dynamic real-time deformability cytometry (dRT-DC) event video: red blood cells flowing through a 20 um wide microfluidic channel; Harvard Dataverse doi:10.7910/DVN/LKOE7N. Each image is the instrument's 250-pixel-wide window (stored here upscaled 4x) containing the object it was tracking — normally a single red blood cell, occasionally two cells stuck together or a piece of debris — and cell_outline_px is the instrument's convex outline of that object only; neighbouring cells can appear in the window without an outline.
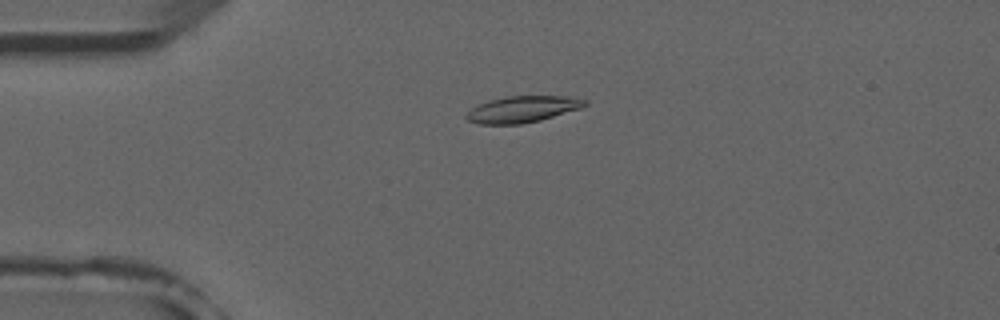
{"species": "common noctule bat (a hibernating species)", "species_latin": "Nyctalus noctula", "temperature_condition": "room temperature", "stored_images_in_passage": 9, "camera_frame_rate_fps": 3000, "um_per_image_px": 0.085, "animal": {"sex": "male", "forearm_length_mm": 52.5}, "frame": {"image": 1, "passage_image": 3, "time_ms": 2.333, "image_size_px": [1000, 320], "cell_outline_px": [[588, 104], [580, 108], [540, 120], [520, 124], [480, 124], [468, 120], [464, 116], [472, 108], [488, 100], [504, 96], [572, 96], [588, 100]], "centroid_in_image_um": [44.43, 9.27], "position_along_channel_um": 40.6, "area_um2": 18.21}}
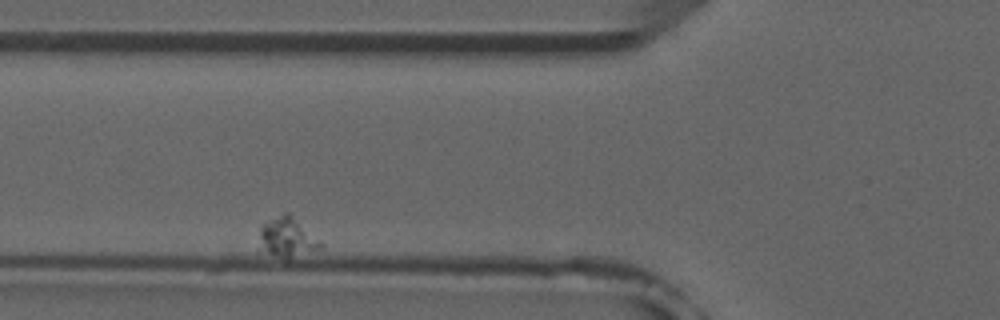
{"frame": {"image": 2, "passage_image": 6, "time_ms": 5.667, "image_size_px": [1000, 320], "cell_outline_px": [[324, 244], [320, 248], [284, 260], [268, 252], [264, 248], [260, 236], [260, 228], [264, 224], [284, 212], [288, 212], [320, 240]], "centroid_in_image_um": [24.47, 20.18], "position_along_channel_um": 101.3, "area_um2": 13.58}}
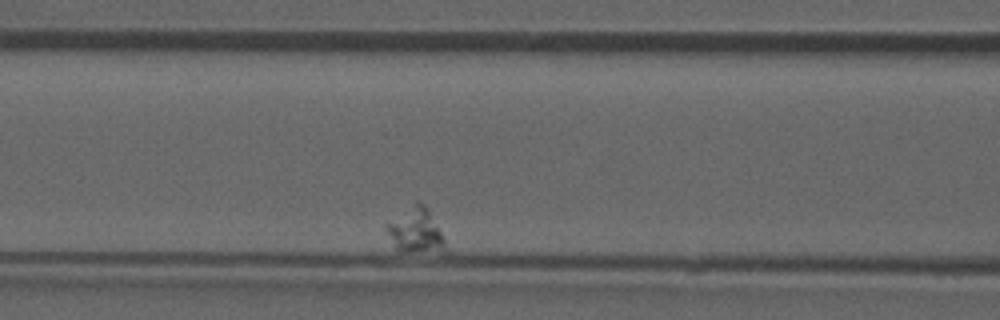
{"frame": {"image": 3, "passage_image": 7, "time_ms": 7.0, "image_size_px": [1000, 320], "cell_outline_px": [[448, 252], [404, 252], [396, 248], [384, 228], [384, 224], [416, 200], [420, 200], [428, 208], [444, 240]], "centroid_in_image_um": [35.32, 19.58], "position_along_channel_um": 131.3, "area_um2": 15.61}}